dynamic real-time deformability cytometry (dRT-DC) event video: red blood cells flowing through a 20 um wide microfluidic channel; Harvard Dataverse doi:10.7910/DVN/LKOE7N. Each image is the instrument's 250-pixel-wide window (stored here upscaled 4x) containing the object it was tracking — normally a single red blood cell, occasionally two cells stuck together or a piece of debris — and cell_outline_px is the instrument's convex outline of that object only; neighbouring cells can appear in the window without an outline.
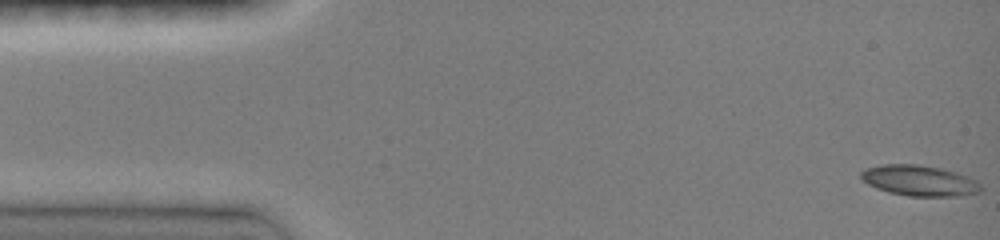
{"species": "common noctule bat (a hibernating species)", "species_latin": "Nyctalus noctula", "temperature_condition": "room temperature", "stored_images_in_passage": 16, "camera_frame_rate_fps": 3000, "um_per_image_px": 0.085, "animal": {"sex": "female", "body_mass_g": 19.0, "forearm_length_mm": 51.5}, "frame": {"image": 1, "passage_image": 1, "time_ms": 0.0, "image_size_px": [1000, 240], "cell_outline_px": [[984, 188], [980, 192], [960, 196], [908, 196], [888, 192], [876, 188], [868, 184], [860, 176], [860, 172], [868, 168], [880, 164], [916, 164], [940, 168], [956, 172], [968, 176], [976, 180]], "centroid_in_image_um": [78.17, 15.35], "position_along_channel_um": 6.8, "area_um2": 21.5}}
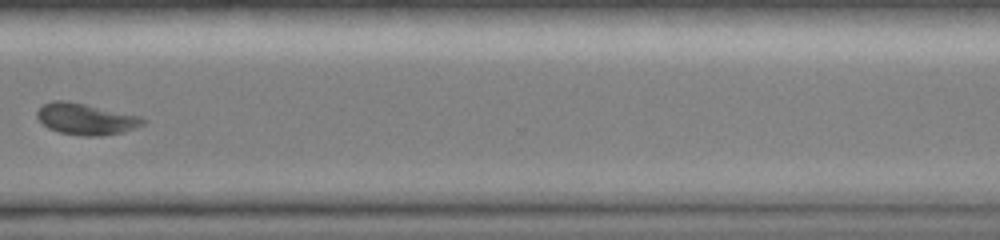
{"frame": {"image": 2, "passage_image": 13, "time_ms": 11.667, "image_size_px": [1000, 240], "cell_outline_px": [[148, 120], [144, 124], [120, 132], [100, 136], [84, 136], [60, 132], [48, 128], [36, 116], [36, 112], [44, 104], [52, 100], [64, 100], [84, 104], [140, 116]], "centroid_in_image_um": [7.28, 10.11], "position_along_channel_um": 363.3, "area_um2": 19.02}}
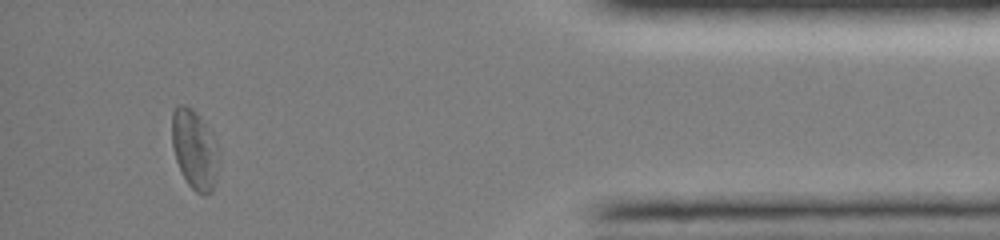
{"frame": {"image": 3, "passage_image": 15, "time_ms": 14.0, "image_size_px": [1000, 240], "cell_outline_px": [[220, 160], [212, 192], [204, 196], [196, 192], [188, 184], [176, 160], [172, 144], [172, 112], [176, 104], [184, 104], [192, 108], [212, 132], [216, 140], [220, 152]], "centroid_in_image_um": [16.57, 12.69], "position_along_channel_um": 418.6, "area_um2": 22.02}}